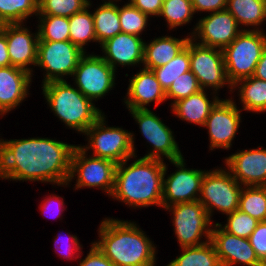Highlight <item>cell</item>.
Returning a JSON list of instances; mask_svg holds the SVG:
<instances>
[{
  "mask_svg": "<svg viewBox=\"0 0 266 266\" xmlns=\"http://www.w3.org/2000/svg\"><path fill=\"white\" fill-rule=\"evenodd\" d=\"M76 146L49 138L3 139L0 178L67 185Z\"/></svg>",
  "mask_w": 266,
  "mask_h": 266,
  "instance_id": "obj_1",
  "label": "cell"
},
{
  "mask_svg": "<svg viewBox=\"0 0 266 266\" xmlns=\"http://www.w3.org/2000/svg\"><path fill=\"white\" fill-rule=\"evenodd\" d=\"M128 160L116 166L111 196L129 207H162L163 179L167 171L164 160L142 157L126 167Z\"/></svg>",
  "mask_w": 266,
  "mask_h": 266,
  "instance_id": "obj_2",
  "label": "cell"
},
{
  "mask_svg": "<svg viewBox=\"0 0 266 266\" xmlns=\"http://www.w3.org/2000/svg\"><path fill=\"white\" fill-rule=\"evenodd\" d=\"M98 232L93 243L115 266H155L156 247L134 222L106 218Z\"/></svg>",
  "mask_w": 266,
  "mask_h": 266,
  "instance_id": "obj_3",
  "label": "cell"
},
{
  "mask_svg": "<svg viewBox=\"0 0 266 266\" xmlns=\"http://www.w3.org/2000/svg\"><path fill=\"white\" fill-rule=\"evenodd\" d=\"M46 102L55 115L69 128L85 133L102 115L92 100L77 88L63 81H50L42 85Z\"/></svg>",
  "mask_w": 266,
  "mask_h": 266,
  "instance_id": "obj_4",
  "label": "cell"
},
{
  "mask_svg": "<svg viewBox=\"0 0 266 266\" xmlns=\"http://www.w3.org/2000/svg\"><path fill=\"white\" fill-rule=\"evenodd\" d=\"M266 45L262 29H242L223 49L226 75L231 85L254 75L256 65Z\"/></svg>",
  "mask_w": 266,
  "mask_h": 266,
  "instance_id": "obj_5",
  "label": "cell"
},
{
  "mask_svg": "<svg viewBox=\"0 0 266 266\" xmlns=\"http://www.w3.org/2000/svg\"><path fill=\"white\" fill-rule=\"evenodd\" d=\"M103 114L84 133L88 137V145L80 146L86 153L91 148L94 157L105 158L116 164L126 159L137 157L134 148L133 133L119 127H106Z\"/></svg>",
  "mask_w": 266,
  "mask_h": 266,
  "instance_id": "obj_6",
  "label": "cell"
},
{
  "mask_svg": "<svg viewBox=\"0 0 266 266\" xmlns=\"http://www.w3.org/2000/svg\"><path fill=\"white\" fill-rule=\"evenodd\" d=\"M241 191V184L229 171L217 168L205 172L199 201L211 219L214 208L223 214L238 210Z\"/></svg>",
  "mask_w": 266,
  "mask_h": 266,
  "instance_id": "obj_7",
  "label": "cell"
},
{
  "mask_svg": "<svg viewBox=\"0 0 266 266\" xmlns=\"http://www.w3.org/2000/svg\"><path fill=\"white\" fill-rule=\"evenodd\" d=\"M165 209L173 214L174 232L181 248L199 246L210 241L213 224L199 200L178 203ZM202 235L206 241H200Z\"/></svg>",
  "mask_w": 266,
  "mask_h": 266,
  "instance_id": "obj_8",
  "label": "cell"
},
{
  "mask_svg": "<svg viewBox=\"0 0 266 266\" xmlns=\"http://www.w3.org/2000/svg\"><path fill=\"white\" fill-rule=\"evenodd\" d=\"M86 156V152L80 146L74 148L67 185L77 174L75 189L97 187L111 196L117 164L109 159Z\"/></svg>",
  "mask_w": 266,
  "mask_h": 266,
  "instance_id": "obj_9",
  "label": "cell"
},
{
  "mask_svg": "<svg viewBox=\"0 0 266 266\" xmlns=\"http://www.w3.org/2000/svg\"><path fill=\"white\" fill-rule=\"evenodd\" d=\"M85 53L69 40L38 41L36 66L47 72L42 83L63 81V76H72Z\"/></svg>",
  "mask_w": 266,
  "mask_h": 266,
  "instance_id": "obj_10",
  "label": "cell"
},
{
  "mask_svg": "<svg viewBox=\"0 0 266 266\" xmlns=\"http://www.w3.org/2000/svg\"><path fill=\"white\" fill-rule=\"evenodd\" d=\"M189 53L190 70L196 76L201 89L211 87L216 91L213 92L217 93L219 88L228 84L230 91L233 90L226 75L222 49L198 44L190 38Z\"/></svg>",
  "mask_w": 266,
  "mask_h": 266,
  "instance_id": "obj_11",
  "label": "cell"
},
{
  "mask_svg": "<svg viewBox=\"0 0 266 266\" xmlns=\"http://www.w3.org/2000/svg\"><path fill=\"white\" fill-rule=\"evenodd\" d=\"M115 70L101 55H86L80 58L73 73L77 89L88 99H100L115 86Z\"/></svg>",
  "mask_w": 266,
  "mask_h": 266,
  "instance_id": "obj_12",
  "label": "cell"
},
{
  "mask_svg": "<svg viewBox=\"0 0 266 266\" xmlns=\"http://www.w3.org/2000/svg\"><path fill=\"white\" fill-rule=\"evenodd\" d=\"M129 111L135 121H137L143 137L153 146V149L150 150L151 152L143 158L161 160L164 159L161 157L165 156L169 161L183 158L171 129L150 109Z\"/></svg>",
  "mask_w": 266,
  "mask_h": 266,
  "instance_id": "obj_13",
  "label": "cell"
},
{
  "mask_svg": "<svg viewBox=\"0 0 266 266\" xmlns=\"http://www.w3.org/2000/svg\"><path fill=\"white\" fill-rule=\"evenodd\" d=\"M170 162L178 170L163 179L162 207L199 200L206 171L185 168L184 158Z\"/></svg>",
  "mask_w": 266,
  "mask_h": 266,
  "instance_id": "obj_14",
  "label": "cell"
},
{
  "mask_svg": "<svg viewBox=\"0 0 266 266\" xmlns=\"http://www.w3.org/2000/svg\"><path fill=\"white\" fill-rule=\"evenodd\" d=\"M240 111L232 99H220L211 109L204 124L208 129L210 150L231 147L240 126Z\"/></svg>",
  "mask_w": 266,
  "mask_h": 266,
  "instance_id": "obj_15",
  "label": "cell"
},
{
  "mask_svg": "<svg viewBox=\"0 0 266 266\" xmlns=\"http://www.w3.org/2000/svg\"><path fill=\"white\" fill-rule=\"evenodd\" d=\"M239 28L235 17L224 9L201 18L190 37L201 39L198 44L223 50L242 31Z\"/></svg>",
  "mask_w": 266,
  "mask_h": 266,
  "instance_id": "obj_16",
  "label": "cell"
},
{
  "mask_svg": "<svg viewBox=\"0 0 266 266\" xmlns=\"http://www.w3.org/2000/svg\"><path fill=\"white\" fill-rule=\"evenodd\" d=\"M210 241L222 266H234L238 263L246 266H265L258 259L249 239L224 231L218 223L212 226Z\"/></svg>",
  "mask_w": 266,
  "mask_h": 266,
  "instance_id": "obj_17",
  "label": "cell"
},
{
  "mask_svg": "<svg viewBox=\"0 0 266 266\" xmlns=\"http://www.w3.org/2000/svg\"><path fill=\"white\" fill-rule=\"evenodd\" d=\"M23 26V23L3 24L0 25V30L6 35L11 66L22 68L32 74L33 70L28 66L37 64L39 36L38 32L34 35Z\"/></svg>",
  "mask_w": 266,
  "mask_h": 266,
  "instance_id": "obj_18",
  "label": "cell"
},
{
  "mask_svg": "<svg viewBox=\"0 0 266 266\" xmlns=\"http://www.w3.org/2000/svg\"><path fill=\"white\" fill-rule=\"evenodd\" d=\"M231 175L244 186H266V149L242 150L225 159Z\"/></svg>",
  "mask_w": 266,
  "mask_h": 266,
  "instance_id": "obj_19",
  "label": "cell"
},
{
  "mask_svg": "<svg viewBox=\"0 0 266 266\" xmlns=\"http://www.w3.org/2000/svg\"><path fill=\"white\" fill-rule=\"evenodd\" d=\"M101 56L114 70L116 65L134 66L143 63L144 41L140 36L120 32L101 44Z\"/></svg>",
  "mask_w": 266,
  "mask_h": 266,
  "instance_id": "obj_20",
  "label": "cell"
},
{
  "mask_svg": "<svg viewBox=\"0 0 266 266\" xmlns=\"http://www.w3.org/2000/svg\"><path fill=\"white\" fill-rule=\"evenodd\" d=\"M125 104L128 110L147 109V104L154 102L158 106L166 101V92L160 85L153 70L142 68L129 79Z\"/></svg>",
  "mask_w": 266,
  "mask_h": 266,
  "instance_id": "obj_21",
  "label": "cell"
},
{
  "mask_svg": "<svg viewBox=\"0 0 266 266\" xmlns=\"http://www.w3.org/2000/svg\"><path fill=\"white\" fill-rule=\"evenodd\" d=\"M32 74L22 68L0 67V116L15 109L28 97Z\"/></svg>",
  "mask_w": 266,
  "mask_h": 266,
  "instance_id": "obj_22",
  "label": "cell"
},
{
  "mask_svg": "<svg viewBox=\"0 0 266 266\" xmlns=\"http://www.w3.org/2000/svg\"><path fill=\"white\" fill-rule=\"evenodd\" d=\"M191 37L178 39L171 36H162L152 40L149 44L144 42L143 65L144 68H154L166 65L186 48Z\"/></svg>",
  "mask_w": 266,
  "mask_h": 266,
  "instance_id": "obj_23",
  "label": "cell"
},
{
  "mask_svg": "<svg viewBox=\"0 0 266 266\" xmlns=\"http://www.w3.org/2000/svg\"><path fill=\"white\" fill-rule=\"evenodd\" d=\"M219 97H213V101H209L205 90L190 95L189 97L180 99L171 104L172 112L176 114L178 118L184 121H188L194 124H198L201 127L204 126L207 117L210 114L211 109L219 101Z\"/></svg>",
  "mask_w": 266,
  "mask_h": 266,
  "instance_id": "obj_24",
  "label": "cell"
},
{
  "mask_svg": "<svg viewBox=\"0 0 266 266\" xmlns=\"http://www.w3.org/2000/svg\"><path fill=\"white\" fill-rule=\"evenodd\" d=\"M95 10L92 13L94 30L97 42L101 45L106 40L122 32L119 21V6L114 1H105Z\"/></svg>",
  "mask_w": 266,
  "mask_h": 266,
  "instance_id": "obj_25",
  "label": "cell"
},
{
  "mask_svg": "<svg viewBox=\"0 0 266 266\" xmlns=\"http://www.w3.org/2000/svg\"><path fill=\"white\" fill-rule=\"evenodd\" d=\"M240 86V87H239ZM238 87L243 110L261 113L266 111V81L254 76L241 79L232 85Z\"/></svg>",
  "mask_w": 266,
  "mask_h": 266,
  "instance_id": "obj_26",
  "label": "cell"
},
{
  "mask_svg": "<svg viewBox=\"0 0 266 266\" xmlns=\"http://www.w3.org/2000/svg\"><path fill=\"white\" fill-rule=\"evenodd\" d=\"M226 9L238 25L260 26L266 20V0H227Z\"/></svg>",
  "mask_w": 266,
  "mask_h": 266,
  "instance_id": "obj_27",
  "label": "cell"
},
{
  "mask_svg": "<svg viewBox=\"0 0 266 266\" xmlns=\"http://www.w3.org/2000/svg\"><path fill=\"white\" fill-rule=\"evenodd\" d=\"M89 7H91L90 1L88 6L82 11L69 17V41L78 46L82 51L85 50L83 46L87 45V42H97L94 19L88 10Z\"/></svg>",
  "mask_w": 266,
  "mask_h": 266,
  "instance_id": "obj_28",
  "label": "cell"
},
{
  "mask_svg": "<svg viewBox=\"0 0 266 266\" xmlns=\"http://www.w3.org/2000/svg\"><path fill=\"white\" fill-rule=\"evenodd\" d=\"M181 249L182 254L167 266H222L211 241L203 245Z\"/></svg>",
  "mask_w": 266,
  "mask_h": 266,
  "instance_id": "obj_29",
  "label": "cell"
},
{
  "mask_svg": "<svg viewBox=\"0 0 266 266\" xmlns=\"http://www.w3.org/2000/svg\"><path fill=\"white\" fill-rule=\"evenodd\" d=\"M238 209L259 222L266 221V186H244Z\"/></svg>",
  "mask_w": 266,
  "mask_h": 266,
  "instance_id": "obj_30",
  "label": "cell"
},
{
  "mask_svg": "<svg viewBox=\"0 0 266 266\" xmlns=\"http://www.w3.org/2000/svg\"><path fill=\"white\" fill-rule=\"evenodd\" d=\"M39 0H0V25L23 23L30 15H38Z\"/></svg>",
  "mask_w": 266,
  "mask_h": 266,
  "instance_id": "obj_31",
  "label": "cell"
},
{
  "mask_svg": "<svg viewBox=\"0 0 266 266\" xmlns=\"http://www.w3.org/2000/svg\"><path fill=\"white\" fill-rule=\"evenodd\" d=\"M188 71H190L189 41L186 48L166 65L153 69L157 80L165 92L169 89L173 81L177 80L181 74Z\"/></svg>",
  "mask_w": 266,
  "mask_h": 266,
  "instance_id": "obj_32",
  "label": "cell"
},
{
  "mask_svg": "<svg viewBox=\"0 0 266 266\" xmlns=\"http://www.w3.org/2000/svg\"><path fill=\"white\" fill-rule=\"evenodd\" d=\"M39 16V41H66L69 40V18L52 15Z\"/></svg>",
  "mask_w": 266,
  "mask_h": 266,
  "instance_id": "obj_33",
  "label": "cell"
},
{
  "mask_svg": "<svg viewBox=\"0 0 266 266\" xmlns=\"http://www.w3.org/2000/svg\"><path fill=\"white\" fill-rule=\"evenodd\" d=\"M194 14L191 0H165L159 16L165 18L169 28L175 29L189 23Z\"/></svg>",
  "mask_w": 266,
  "mask_h": 266,
  "instance_id": "obj_34",
  "label": "cell"
},
{
  "mask_svg": "<svg viewBox=\"0 0 266 266\" xmlns=\"http://www.w3.org/2000/svg\"><path fill=\"white\" fill-rule=\"evenodd\" d=\"M89 0H39L38 15L71 17L88 6Z\"/></svg>",
  "mask_w": 266,
  "mask_h": 266,
  "instance_id": "obj_35",
  "label": "cell"
},
{
  "mask_svg": "<svg viewBox=\"0 0 266 266\" xmlns=\"http://www.w3.org/2000/svg\"><path fill=\"white\" fill-rule=\"evenodd\" d=\"M148 17L129 1L123 7H119V21L124 33L139 36L147 26Z\"/></svg>",
  "mask_w": 266,
  "mask_h": 266,
  "instance_id": "obj_36",
  "label": "cell"
},
{
  "mask_svg": "<svg viewBox=\"0 0 266 266\" xmlns=\"http://www.w3.org/2000/svg\"><path fill=\"white\" fill-rule=\"evenodd\" d=\"M226 215L228 218L225 226L222 227L220 223L218 224L224 231L240 238L248 239L259 223L252 216L241 212L239 209Z\"/></svg>",
  "mask_w": 266,
  "mask_h": 266,
  "instance_id": "obj_37",
  "label": "cell"
},
{
  "mask_svg": "<svg viewBox=\"0 0 266 266\" xmlns=\"http://www.w3.org/2000/svg\"><path fill=\"white\" fill-rule=\"evenodd\" d=\"M201 89L196 76L190 71L181 74L177 80L173 81L169 89L166 91V99H174L176 101L189 97L199 92Z\"/></svg>",
  "mask_w": 266,
  "mask_h": 266,
  "instance_id": "obj_38",
  "label": "cell"
},
{
  "mask_svg": "<svg viewBox=\"0 0 266 266\" xmlns=\"http://www.w3.org/2000/svg\"><path fill=\"white\" fill-rule=\"evenodd\" d=\"M248 239L258 259L266 266V221L259 222Z\"/></svg>",
  "mask_w": 266,
  "mask_h": 266,
  "instance_id": "obj_39",
  "label": "cell"
},
{
  "mask_svg": "<svg viewBox=\"0 0 266 266\" xmlns=\"http://www.w3.org/2000/svg\"><path fill=\"white\" fill-rule=\"evenodd\" d=\"M85 259H80L79 266H115L94 243Z\"/></svg>",
  "mask_w": 266,
  "mask_h": 266,
  "instance_id": "obj_40",
  "label": "cell"
},
{
  "mask_svg": "<svg viewBox=\"0 0 266 266\" xmlns=\"http://www.w3.org/2000/svg\"><path fill=\"white\" fill-rule=\"evenodd\" d=\"M129 2L144 14L158 17L163 5V0H129Z\"/></svg>",
  "mask_w": 266,
  "mask_h": 266,
  "instance_id": "obj_41",
  "label": "cell"
},
{
  "mask_svg": "<svg viewBox=\"0 0 266 266\" xmlns=\"http://www.w3.org/2000/svg\"><path fill=\"white\" fill-rule=\"evenodd\" d=\"M194 12H217L226 9L227 0H191Z\"/></svg>",
  "mask_w": 266,
  "mask_h": 266,
  "instance_id": "obj_42",
  "label": "cell"
},
{
  "mask_svg": "<svg viewBox=\"0 0 266 266\" xmlns=\"http://www.w3.org/2000/svg\"><path fill=\"white\" fill-rule=\"evenodd\" d=\"M60 235V234H59ZM56 236V238L54 239V244H55V248L57 249V251L58 252H60L59 254H61V256L63 257V258H66V259H68V260H71L73 257V255H75V252H78L79 250H81L82 249V247H81V244H79V240H78V238H77V236H74V235H70V237H69V239H71L72 241H71V243H69L68 245H67V242L66 243H64L63 241V243H62V246H65V245H67V246H65V247H60L59 248V239H61L62 237H60V236ZM57 244V245H56ZM71 244V245H70ZM58 246V247H57ZM72 246V247H71ZM61 248H62V250H61ZM66 248V249H65ZM68 248V249H67ZM71 257V258H70Z\"/></svg>",
  "mask_w": 266,
  "mask_h": 266,
  "instance_id": "obj_43",
  "label": "cell"
},
{
  "mask_svg": "<svg viewBox=\"0 0 266 266\" xmlns=\"http://www.w3.org/2000/svg\"><path fill=\"white\" fill-rule=\"evenodd\" d=\"M56 204H55V203ZM44 204H42V205H40V208H42V210H43V213L45 212V213H47V212H50V211H53V213L55 212L56 214L55 215H58L59 217H60V215H61V212H63L64 211V209H62V208H64L63 206H64V202H63V199H61V198H59V196H57L56 194H55V196H53V195H51V196H49L46 200L44 199V202H43ZM54 204L56 205V206H58L57 208H56V210L54 211V210H51V209H55L53 206H54ZM53 207V208H52ZM63 210V211H62ZM44 213V214H45ZM52 213V212H51ZM45 216V215H44ZM57 216V217H58Z\"/></svg>",
  "mask_w": 266,
  "mask_h": 266,
  "instance_id": "obj_44",
  "label": "cell"
},
{
  "mask_svg": "<svg viewBox=\"0 0 266 266\" xmlns=\"http://www.w3.org/2000/svg\"><path fill=\"white\" fill-rule=\"evenodd\" d=\"M11 66L6 35L0 30V67Z\"/></svg>",
  "mask_w": 266,
  "mask_h": 266,
  "instance_id": "obj_45",
  "label": "cell"
},
{
  "mask_svg": "<svg viewBox=\"0 0 266 266\" xmlns=\"http://www.w3.org/2000/svg\"><path fill=\"white\" fill-rule=\"evenodd\" d=\"M253 76L262 79L263 81H266V45L262 52L261 58L256 65V69Z\"/></svg>",
  "mask_w": 266,
  "mask_h": 266,
  "instance_id": "obj_46",
  "label": "cell"
},
{
  "mask_svg": "<svg viewBox=\"0 0 266 266\" xmlns=\"http://www.w3.org/2000/svg\"><path fill=\"white\" fill-rule=\"evenodd\" d=\"M2 140H3V139H0V152H1Z\"/></svg>",
  "mask_w": 266,
  "mask_h": 266,
  "instance_id": "obj_47",
  "label": "cell"
},
{
  "mask_svg": "<svg viewBox=\"0 0 266 266\" xmlns=\"http://www.w3.org/2000/svg\"><path fill=\"white\" fill-rule=\"evenodd\" d=\"M115 2H118L119 0H114ZM108 2H113V0H108Z\"/></svg>",
  "mask_w": 266,
  "mask_h": 266,
  "instance_id": "obj_48",
  "label": "cell"
}]
</instances>
